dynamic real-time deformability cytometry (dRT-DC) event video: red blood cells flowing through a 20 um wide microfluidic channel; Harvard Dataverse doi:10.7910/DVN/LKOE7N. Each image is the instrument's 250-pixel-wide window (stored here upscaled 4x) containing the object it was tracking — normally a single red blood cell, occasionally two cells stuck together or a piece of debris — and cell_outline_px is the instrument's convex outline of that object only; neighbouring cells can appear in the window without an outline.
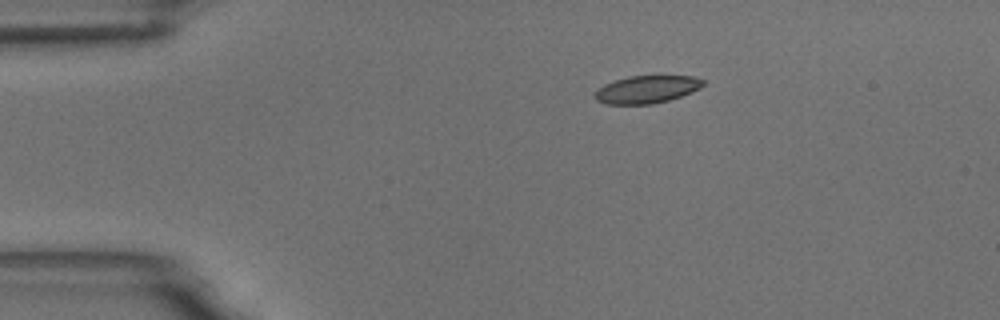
{"species": "common noctule bat (a hibernating species)", "species_latin": "Nyctalus noctula", "temperature_condition": "room temperature", "stored_images_in_passage": 10, "camera_frame_rate_fps": 3000, "um_per_image_px": 0.085, "animal": {"sex": "male", "body_mass_g": 18.8}, "frame": {"image": 1, "passage_image": 4, "time_ms": 3.333, "image_size_px": [1000, 320], "cell_outline_px": [[704, 84], [700, 88], [692, 92], [668, 100], [652, 104], [604, 104], [596, 100], [592, 96], [596, 88], [604, 84], [628, 76], [692, 76], [704, 80]], "centroid_in_image_um": [54.92, 7.6], "position_along_channel_um": 30.1, "area_um2": 17.51}}
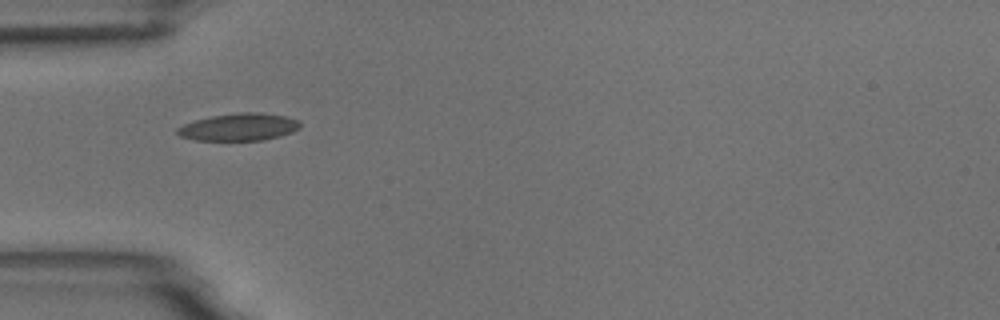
{"frame": {"image": 2, "passage_image": 6, "time_ms": 5.667, "image_size_px": [1000, 320], "cell_outline_px": [[300, 128], [292, 132], [280, 136], [264, 140], [196, 140], [180, 136], [176, 132], [176, 128], [184, 124], [196, 120], [212, 116], [240, 112], [260, 112], [288, 116], [300, 120]], "centroid_in_image_um": [20.36, 10.79], "position_along_channel_um": 64.6, "area_um2": 19.65}}
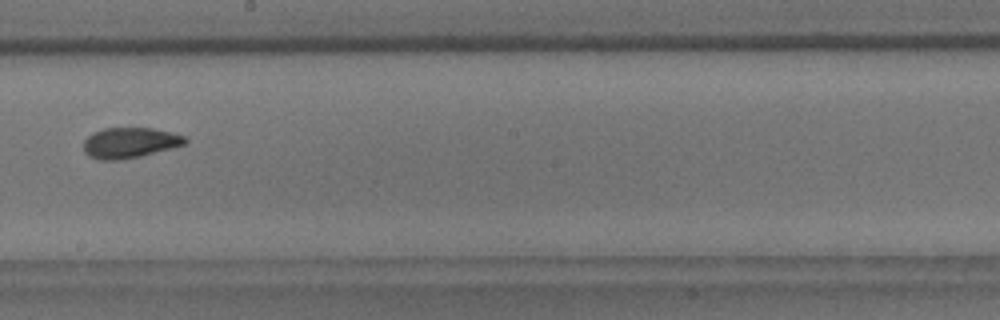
{"frame": {"image": 3, "passage_image": 10, "time_ms": 10.333, "image_size_px": [1000, 320], "cell_outline_px": [[188, 140], [184, 144], [172, 148], [140, 156], [120, 160], [100, 160], [88, 156], [84, 152], [84, 140], [92, 132], [104, 128], [152, 128], [172, 132], [184, 136]], "centroid_in_image_um": [11.01, 12.13], "position_along_channel_um": 237.2, "area_um2": 18.09}}